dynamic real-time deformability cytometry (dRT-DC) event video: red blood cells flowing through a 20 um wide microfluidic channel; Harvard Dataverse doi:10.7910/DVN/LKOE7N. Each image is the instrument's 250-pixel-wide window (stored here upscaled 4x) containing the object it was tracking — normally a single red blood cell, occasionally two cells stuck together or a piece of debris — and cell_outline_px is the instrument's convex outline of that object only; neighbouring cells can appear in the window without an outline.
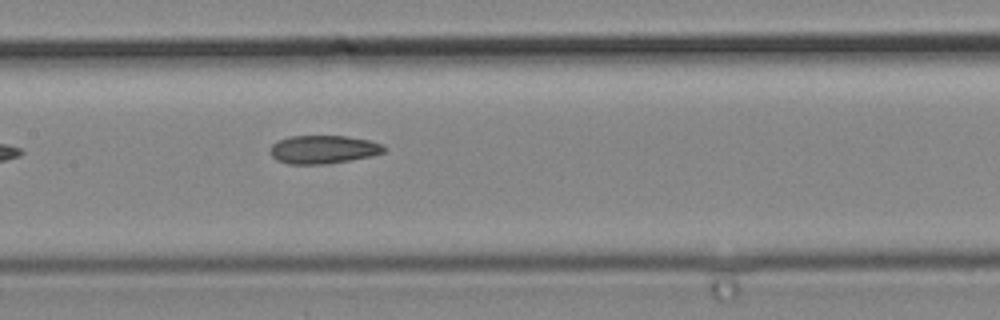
{"species": "common noctule bat (a hibernating species)", "species_latin": "Nyctalus noctula", "temperature_condition": "cold", "stored_images_in_passage": 6, "camera_frame_rate_fps": 3000, "um_per_image_px": 0.085, "animal": {"sex": "male", "body_mass_g": 19.2, "forearm_length_mm": 51.8}, "frame": {"image": 1, "passage_image": 6, "time_ms": 1.667, "image_size_px": [1000, 320], "cell_outline_px": [[388, 148], [384, 152], [372, 156], [324, 164], [288, 164], [276, 160], [272, 156], [272, 144], [276, 140], [288, 136], [348, 136], [368, 140], [384, 144]], "centroid_in_image_um": [27.5, 12.69], "position_along_channel_um": 179.9, "area_um2": 18.84}}